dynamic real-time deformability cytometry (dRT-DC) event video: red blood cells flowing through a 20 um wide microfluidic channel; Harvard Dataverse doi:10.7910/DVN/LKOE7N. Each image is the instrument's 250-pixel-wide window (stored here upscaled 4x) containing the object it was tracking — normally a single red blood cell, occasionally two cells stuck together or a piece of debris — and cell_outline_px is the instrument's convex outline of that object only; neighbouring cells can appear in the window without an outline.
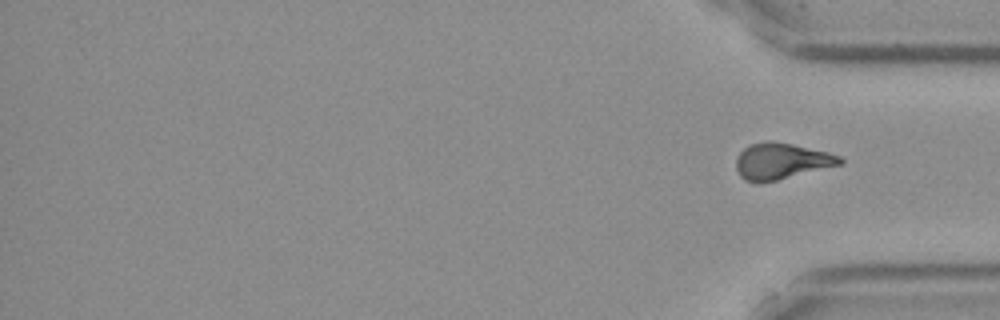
{"species": "Egyptian fruit bat (a non-hibernating species)", "species_latin": "Rousettus aegyptiacus", "temperature_condition": "cold", "stored_images_in_passage": 15, "segment_of_instrument_passage": [2, 2], "camera_frame_rate_fps": 3000, "um_per_image_px": 0.085, "frame": {"image": 1, "passage_image": 15, "time_ms": 4.667, "image_size_px": [1000, 320], "cell_outline_px": [[844, 164], [760, 184], [744, 180], [740, 176], [736, 168], [736, 160], [740, 152], [748, 144], [764, 140], [776, 140], [828, 152], [840, 156], [844, 160]], "centroid_in_image_um": [66.41, 13.69], "position_along_channel_um": 368.8, "area_um2": 22.37}}